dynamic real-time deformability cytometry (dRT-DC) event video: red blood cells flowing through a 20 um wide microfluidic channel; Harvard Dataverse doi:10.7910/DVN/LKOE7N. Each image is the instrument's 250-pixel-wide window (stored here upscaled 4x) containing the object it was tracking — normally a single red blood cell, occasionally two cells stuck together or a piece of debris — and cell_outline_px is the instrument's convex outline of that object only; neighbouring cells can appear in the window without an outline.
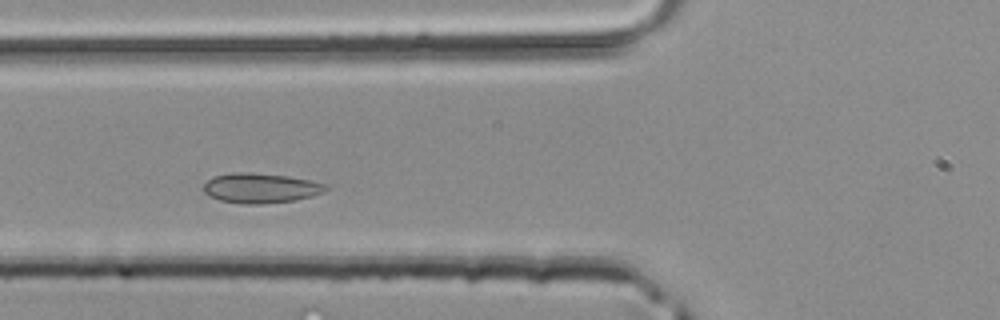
{"species": "common noctule bat (a hibernating species)", "species_latin": "Nyctalus noctula", "temperature_condition": "room temperature", "stored_images_in_passage": 33, "camera_frame_rate_fps": 3000, "um_per_image_px": 0.085, "animal": {"sex": "male", "body_mass_g": 20.4}, "frame": {"image": 1, "passage_image": 6, "time_ms": 1.667, "image_size_px": [1000, 320], "cell_outline_px": [[328, 188], [324, 192], [312, 196], [292, 200], [260, 204], [244, 204], [220, 200], [208, 196], [204, 192], [204, 184], [212, 176], [232, 172], [248, 172], [288, 176], [312, 180], [328, 184]], "centroid_in_image_um": [22.15, 15.97], "position_along_channel_um": 103.6, "area_um2": 21.39}}
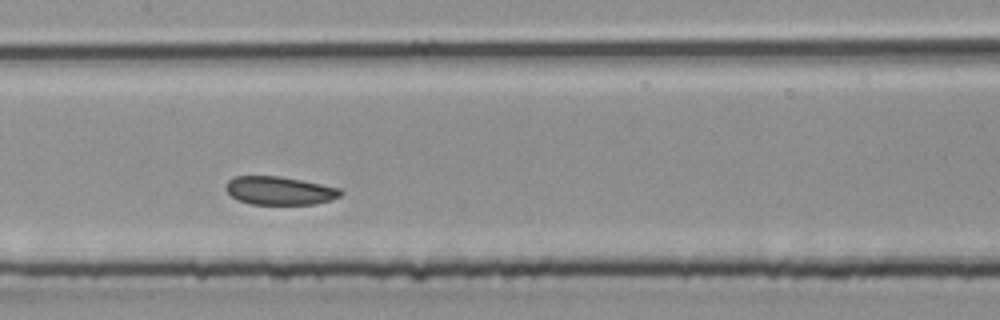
{"frame": {"image": 2, "passage_image": 11, "time_ms": 3.333, "image_size_px": [1000, 320], "cell_outline_px": [[344, 192], [340, 196], [332, 200], [316, 204], [252, 204], [240, 200], [232, 196], [224, 188], [224, 184], [232, 176], [280, 176], [340, 188]], "centroid_in_image_um": [23.76, 16.2], "position_along_channel_um": 183.6, "area_um2": 18.96}}
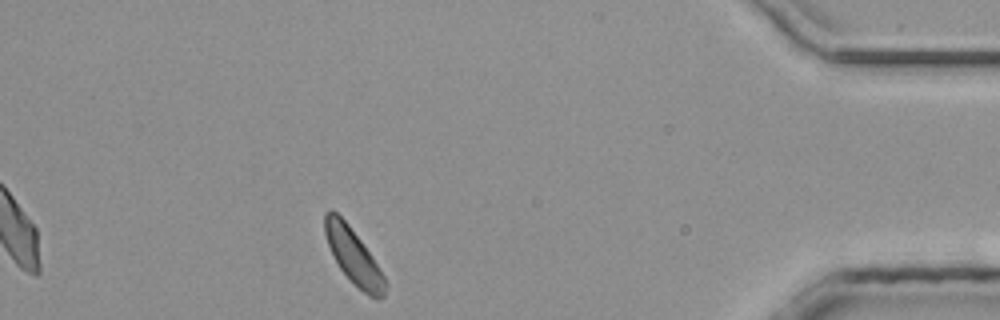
{"frame": {"image": 3, "passage_image": 28, "time_ms": 9.0, "image_size_px": [1000, 320], "cell_outline_px": [[388, 284], [384, 296], [380, 300], [376, 300], [368, 296], [340, 268], [328, 244], [324, 232], [324, 212], [336, 212], [348, 224], [360, 240], [380, 268]], "centroid_in_image_um": [30.08, 21.82], "position_along_channel_um": 405.1, "area_um2": 18.96}}